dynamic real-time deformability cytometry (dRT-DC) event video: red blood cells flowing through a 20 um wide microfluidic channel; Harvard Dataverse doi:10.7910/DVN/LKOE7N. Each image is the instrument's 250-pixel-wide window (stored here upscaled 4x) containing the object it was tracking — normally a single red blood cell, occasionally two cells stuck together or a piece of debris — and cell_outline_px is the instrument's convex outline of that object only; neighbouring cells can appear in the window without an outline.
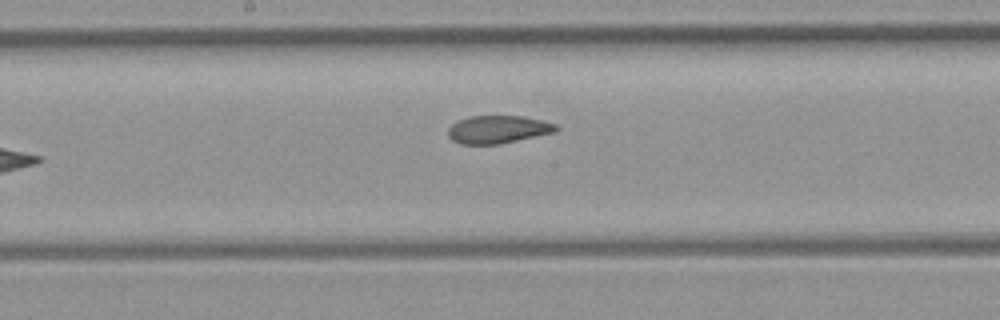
{"species": "common noctule bat (a hibernating species)", "species_latin": "Nyctalus noctula", "temperature_condition": "room temperature", "stored_images_in_passage": 7, "camera_frame_rate_fps": 3000, "um_per_image_px": 0.085, "animal": {"sex": "female", "body_mass_g": 21.9}, "frame": {"image": 1, "passage_image": 7, "time_ms": 7.0, "image_size_px": [1000, 320], "cell_outline_px": [[560, 128], [556, 132], [500, 144], [460, 144], [452, 140], [448, 136], [448, 128], [456, 120], [468, 116], [524, 116], [556, 124]], "centroid_in_image_um": [42.31, 11.0], "position_along_channel_um": 205.9, "area_um2": 17.69}}